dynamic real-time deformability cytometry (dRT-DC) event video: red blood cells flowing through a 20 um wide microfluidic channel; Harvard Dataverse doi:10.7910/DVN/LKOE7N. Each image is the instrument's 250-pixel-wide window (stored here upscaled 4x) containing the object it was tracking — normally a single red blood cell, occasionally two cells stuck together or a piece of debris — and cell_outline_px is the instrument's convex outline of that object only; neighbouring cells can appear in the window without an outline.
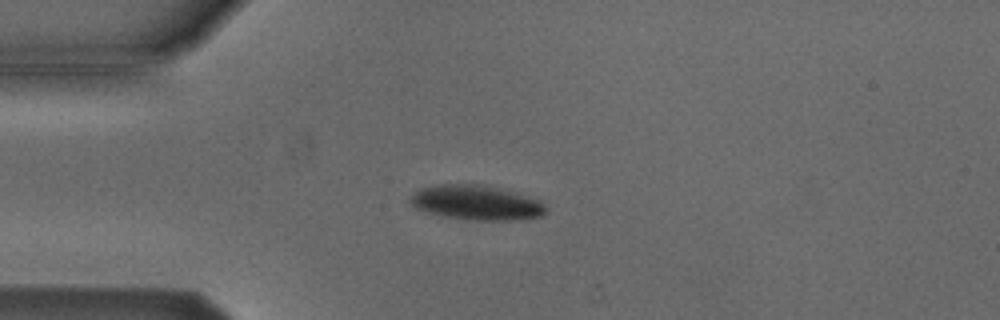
{"species": "Egyptian fruit bat (a non-hibernating species)", "species_latin": "Rousettus aegyptiacus", "temperature_condition": "cold", "stored_images_in_passage": 48, "camera_frame_rate_fps": 3000, "um_per_image_px": 0.085, "animal": {"sex": "male"}, "frame": {"image": 1, "passage_image": 13, "time_ms": 4.0, "image_size_px": [1000, 320], "cell_outline_px": [[544, 212], [540, 216], [520, 220], [468, 220], [440, 216], [412, 208], [408, 204], [408, 200], [412, 192], [420, 188], [440, 184], [476, 184], [496, 188], [512, 192], [540, 200], [544, 208]], "centroid_in_image_um": [40.35, 17.24], "position_along_channel_um": 44.6, "area_um2": 27.51}}
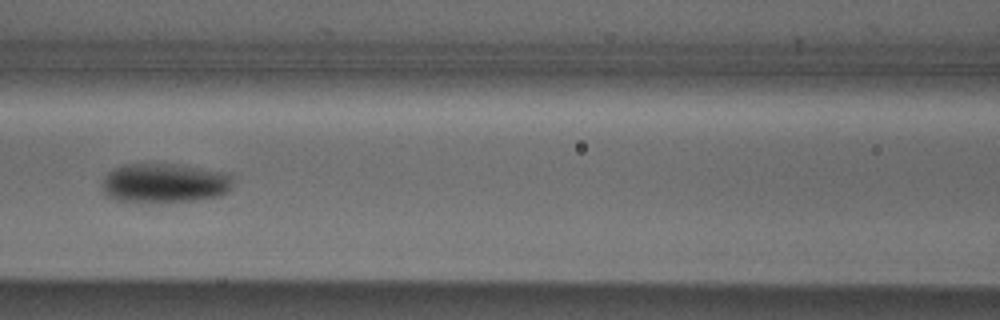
{"frame": {"image": 2, "passage_image": 23, "time_ms": 7.333, "image_size_px": [1000, 320], "cell_outline_px": [[232, 184], [228, 192], [220, 196], [196, 200], [152, 204], [140, 204], [116, 200], [108, 196], [104, 192], [100, 184], [104, 176], [108, 172], [124, 164], [176, 164], [228, 172], [232, 176]], "centroid_in_image_um": [13.97, 15.59], "position_along_channel_um": 152.6, "area_um2": 30.98}}
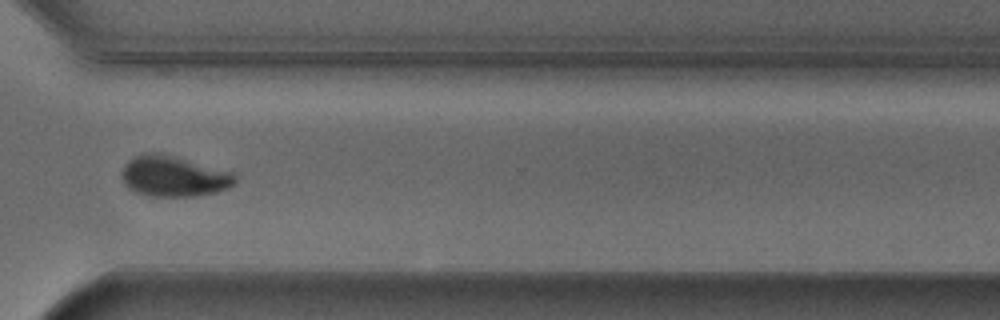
{"frame": {"image": 3, "passage_image": 39, "time_ms": 12.667, "image_size_px": [1000, 320], "cell_outline_px": [[236, 184], [228, 188], [216, 192], [196, 196], [152, 196], [136, 192], [128, 188], [124, 184], [120, 176], [120, 172], [124, 164], [128, 160], [144, 152], [160, 152], [176, 156], [236, 172]], "centroid_in_image_um": [14.77, 14.96], "position_along_channel_um": 355.8, "area_um2": 27.51}, "authors_computed_cell_mechanics": {"area_um2": 28.9, "velocity_mm_per_s": 3.8214, "shape_relaxation_time_tau1_ms": 1.6822, "shape_relaxation_time_tau2_ms": 2.4194, "deformation_change_tau1": 0.1162, "deformation_change_tau2": 0.0422}}